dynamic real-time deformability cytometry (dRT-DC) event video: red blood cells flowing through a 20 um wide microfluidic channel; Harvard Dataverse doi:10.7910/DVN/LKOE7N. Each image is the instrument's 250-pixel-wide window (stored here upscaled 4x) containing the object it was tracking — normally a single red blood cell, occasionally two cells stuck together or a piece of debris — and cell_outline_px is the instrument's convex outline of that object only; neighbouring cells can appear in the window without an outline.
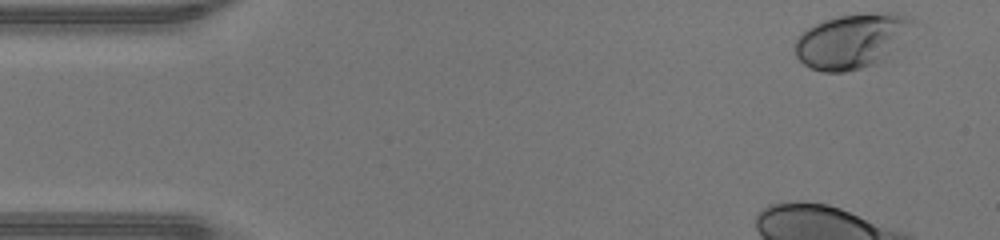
{"species": "human", "species_latin": "Homo sapiens", "temperature_condition": "warm", "stored_images_in_passage": 26, "camera_frame_rate_fps": 3000, "um_per_image_px": 0.085, "donor": {"sex": "male"}, "frame": {"image": 1, "passage_image": 1, "time_ms": 0.0, "image_size_px": [1000, 240], "cell_outline_px": [[916, 20], [904, 44], [884, 60], [876, 64], [844, 72], [820, 72], [804, 64], [796, 56], [792, 48], [792, 44], [808, 28], [824, 20], [836, 16], [880, 12], [896, 12], [912, 16]], "centroid_in_image_um": [72.48, 3.47], "position_along_channel_um": 12.5, "area_um2": 38.44}}